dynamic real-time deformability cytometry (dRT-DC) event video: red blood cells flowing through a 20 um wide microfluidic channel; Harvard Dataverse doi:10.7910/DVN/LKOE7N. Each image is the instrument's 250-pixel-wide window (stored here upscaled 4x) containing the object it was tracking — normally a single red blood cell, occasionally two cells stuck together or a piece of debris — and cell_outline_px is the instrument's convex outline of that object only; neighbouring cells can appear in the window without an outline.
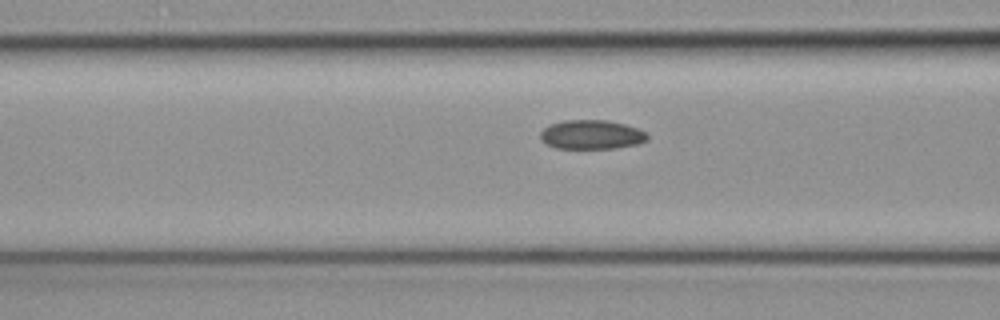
{"species": "common noctule bat (a hibernating species)", "species_latin": "Nyctalus noctula", "temperature_condition": "cold", "stored_images_in_passage": 8, "camera_frame_rate_fps": 3000, "um_per_image_px": 0.085, "animal": {"sex": "female", "body_mass_g": 19.3, "forearm_length_mm": 54.1}, "frame": {"image": 1, "passage_image": 8, "time_ms": 2.333, "image_size_px": [1000, 320], "cell_outline_px": [[648, 140], [640, 144], [616, 148], [556, 148], [540, 140], [540, 132], [544, 128], [552, 124], [564, 120], [608, 120], [624, 124], [636, 128], [644, 132], [648, 136]], "centroid_in_image_um": [50.29, 11.44], "position_along_channel_um": 116.3, "area_um2": 18.15}}